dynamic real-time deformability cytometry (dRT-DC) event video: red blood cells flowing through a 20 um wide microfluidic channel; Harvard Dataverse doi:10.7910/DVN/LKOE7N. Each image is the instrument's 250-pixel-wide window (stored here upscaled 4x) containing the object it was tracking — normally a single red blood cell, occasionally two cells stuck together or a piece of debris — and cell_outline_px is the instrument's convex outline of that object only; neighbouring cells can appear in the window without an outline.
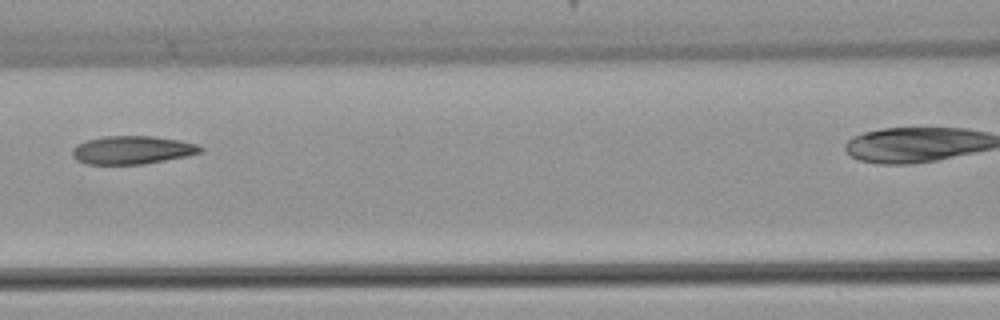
{"species": "common noctule bat (a hibernating species)", "species_latin": "Nyctalus noctula", "temperature_condition": "warm", "stored_images_in_passage": 4, "segment_of_instrument_passage": [1, 2], "camera_frame_rate_fps": 3000, "um_per_image_px": 0.085, "animal": {"sex": "female", "body_mass_g": 22.7, "forearm_length_mm": 54.2}, "frame": {"image": 1, "passage_image": 3, "time_ms": 2.333, "image_size_px": [1000, 320], "cell_outline_px": [[204, 152], [144, 164], [84, 164], [76, 160], [72, 156], [72, 148], [76, 144], [88, 140], [104, 136], [152, 136], [180, 140], [196, 144], [204, 148]], "centroid_in_image_um": [11.22, 12.75], "position_along_channel_um": 155.4, "area_um2": 21.1}}